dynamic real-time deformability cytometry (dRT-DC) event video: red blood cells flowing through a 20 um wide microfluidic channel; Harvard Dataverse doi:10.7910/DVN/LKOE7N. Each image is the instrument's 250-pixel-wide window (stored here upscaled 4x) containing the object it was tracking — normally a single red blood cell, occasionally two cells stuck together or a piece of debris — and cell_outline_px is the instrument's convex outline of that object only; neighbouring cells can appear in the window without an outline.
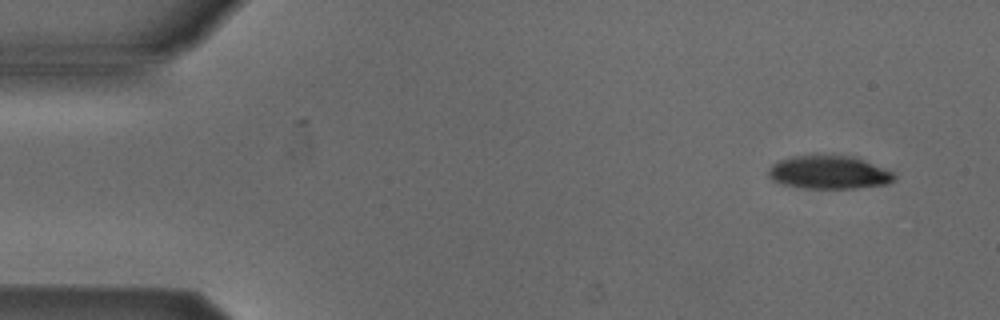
{"species": "Egyptian fruit bat (a non-hibernating species)", "species_latin": "Rousettus aegyptiacus", "temperature_condition": "cold", "stored_images_in_passage": 50, "camera_frame_rate_fps": 3000, "um_per_image_px": 0.085, "animal": {"sex": "male"}, "frame": {"image": 1, "passage_image": 1, "time_ms": 0.0, "image_size_px": [1000, 320], "cell_outline_px": [[896, 180], [888, 184], [856, 188], [804, 188], [780, 184], [772, 180], [768, 176], [768, 168], [772, 164], [780, 160], [792, 156], [852, 156], [864, 160], [884, 168], [892, 172], [896, 176]], "centroid_in_image_um": [70.45, 14.67], "position_along_channel_um": 14.5, "area_um2": 24.33}}
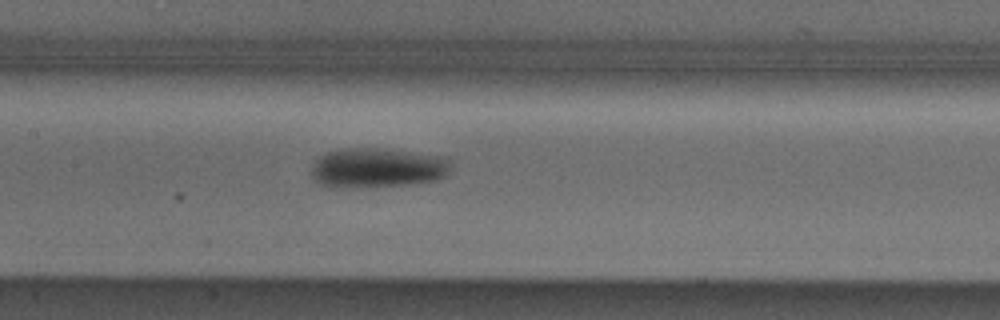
{"frame": {"image": 2, "passage_image": 22, "time_ms": 7.0, "image_size_px": [1000, 320], "cell_outline_px": [[452, 164], [448, 172], [444, 176], [436, 180], [408, 184], [352, 188], [332, 188], [320, 184], [312, 176], [312, 164], [324, 152], [340, 148], [380, 148], [448, 156]], "centroid_in_image_um": [32.07, 14.25], "position_along_channel_um": 175.3, "area_um2": 32.83}}
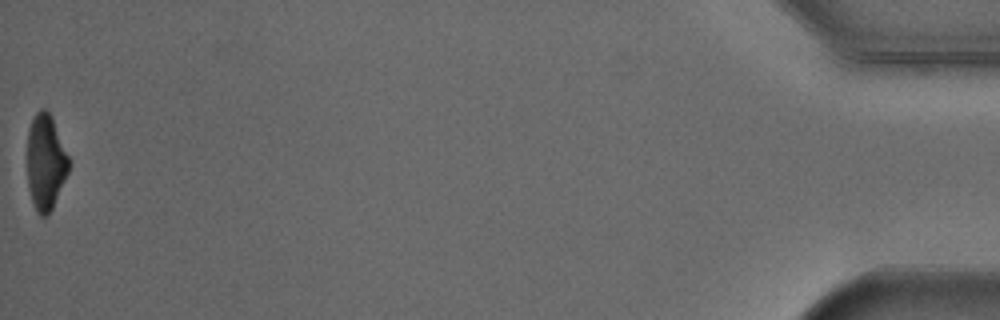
{"frame": {"image": 3, "passage_image": 50, "time_ms": 16.333, "image_size_px": [1000, 320], "cell_outline_px": [[68, 172], [52, 208], [48, 216], [40, 216], [36, 212], [28, 188], [28, 128], [36, 112], [40, 108], [44, 108], [52, 116], [68, 156]], "centroid_in_image_um": [3.86, 13.78], "position_along_channel_um": 431.3, "area_um2": 22.89}, "authors_computed_cell_mechanics": {"area_um2": 27.455, "velocity_mm_per_s": 3.8602, "shape_relaxation_time_tau1_ms": 3.0583, "shape_relaxation_time_tau2_ms": null, "deformation_change_tau1": 0.1397, "deformation_change_tau2": null}}